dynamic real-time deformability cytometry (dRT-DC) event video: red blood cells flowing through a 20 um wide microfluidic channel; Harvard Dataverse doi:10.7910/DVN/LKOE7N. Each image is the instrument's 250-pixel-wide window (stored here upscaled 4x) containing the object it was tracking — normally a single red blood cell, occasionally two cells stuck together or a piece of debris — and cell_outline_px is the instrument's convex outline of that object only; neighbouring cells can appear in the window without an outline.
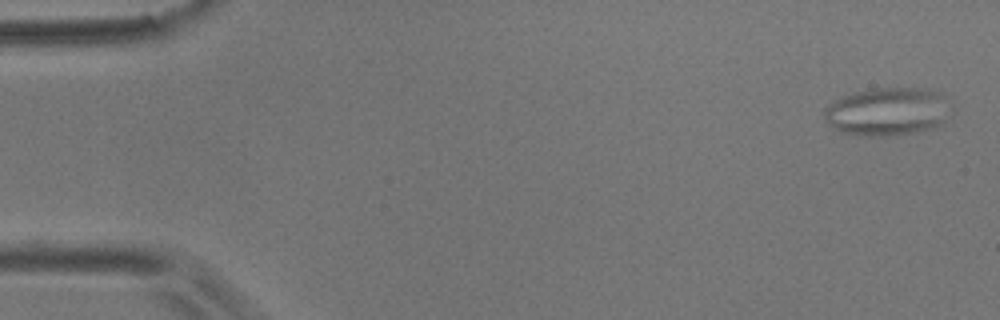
{"species": "common noctule bat (a hibernating species)", "species_latin": "Nyctalus noctula", "temperature_condition": "room temperature", "stored_images_in_passage": 5, "camera_frame_rate_fps": 3000, "um_per_image_px": 0.085, "animal": {"sex": "male", "body_mass_g": 17.9}, "frame": {"image": 1, "passage_image": 1, "time_ms": 0.0, "image_size_px": [1000, 320], "cell_outline_px": [[944, 124], [932, 128], [916, 132], [888, 136], [856, 136], [840, 132], [828, 124], [824, 116], [824, 108], [832, 100], [852, 92], [876, 88], [928, 88], [940, 92], [944, 96]], "centroid_in_image_um": [75.33, 9.49], "position_along_channel_um": 9.7, "area_um2": 35.49}}